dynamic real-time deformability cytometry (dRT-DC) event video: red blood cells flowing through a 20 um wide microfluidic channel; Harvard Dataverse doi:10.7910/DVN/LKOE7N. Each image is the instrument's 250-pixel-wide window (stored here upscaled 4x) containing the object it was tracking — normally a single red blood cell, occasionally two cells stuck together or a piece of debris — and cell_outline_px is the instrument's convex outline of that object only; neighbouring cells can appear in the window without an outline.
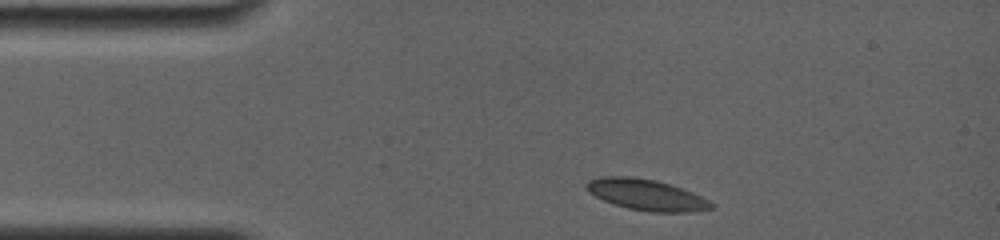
{"species": "common noctule bat (a hibernating species)", "species_latin": "Nyctalus noctula", "temperature_condition": "room temperature", "stored_images_in_passage": 5, "camera_frame_rate_fps": 4000, "um_per_image_px": 0.085, "animal": {"sex": "female", "body_mass_g": 19.0, "forearm_length_mm": 56.7}, "frame": {"image": 1, "passage_image": 1, "time_ms": 0.0, "image_size_px": [1000, 240], "cell_outline_px": [[716, 204], [712, 208], [688, 212], [652, 212], [628, 208], [612, 204], [588, 192], [584, 188], [584, 184], [588, 180], [604, 176], [632, 176], [656, 180], [692, 192]], "centroid_in_image_um": [54.89, 16.55], "position_along_channel_um": 30.1, "area_um2": 22.54}}
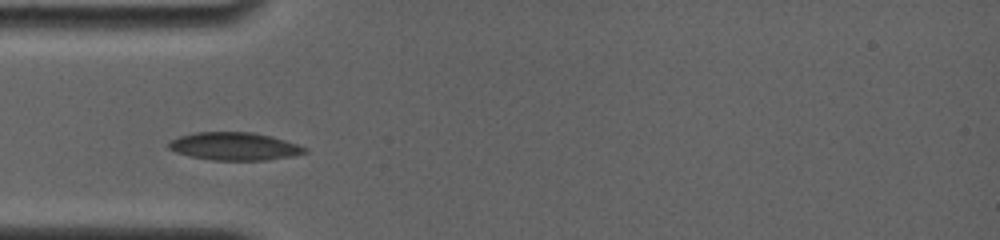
{"frame": {"image": 2, "passage_image": 4, "time_ms": 2.0, "image_size_px": [1000, 240], "cell_outline_px": [[308, 152], [292, 156], [264, 160], [212, 160], [188, 156], [176, 152], [168, 148], [168, 140], [180, 136], [196, 132], [252, 132], [272, 136], [308, 148]], "centroid_in_image_um": [19.9, 12.43], "position_along_channel_um": 65.1, "area_um2": 22.14}}